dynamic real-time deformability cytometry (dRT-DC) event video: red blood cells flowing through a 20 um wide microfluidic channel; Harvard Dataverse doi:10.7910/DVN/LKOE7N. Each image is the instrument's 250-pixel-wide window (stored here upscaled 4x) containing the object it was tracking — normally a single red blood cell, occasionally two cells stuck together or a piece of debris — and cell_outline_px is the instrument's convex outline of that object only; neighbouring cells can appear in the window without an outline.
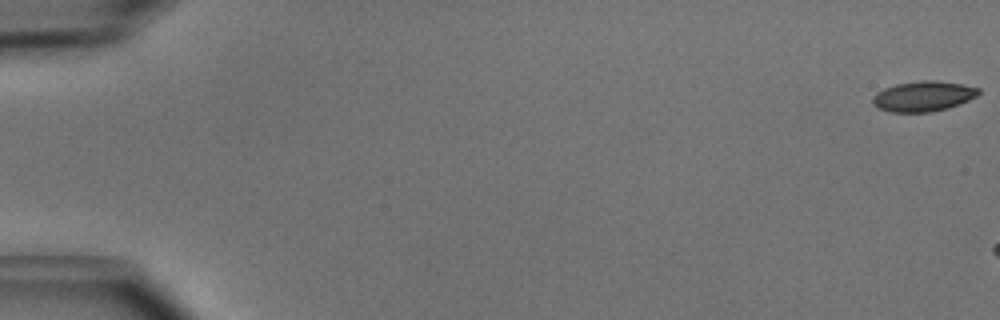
{"species": "common noctule bat (a hibernating species)", "species_latin": "Nyctalus noctula", "temperature_condition": "cold", "stored_images_in_passage": 7, "camera_frame_rate_fps": 3000, "um_per_image_px": 0.085, "animal": {"sex": "male", "body_mass_g": 15.6}, "frame": {"image": 1, "passage_image": 1, "time_ms": 0.0, "image_size_px": [1000, 320], "cell_outline_px": [[980, 92], [976, 96], [960, 104], [948, 108], [932, 112], [892, 112], [880, 108], [872, 104], [872, 96], [876, 92], [884, 88], [896, 84], [920, 80], [932, 80], [964, 84], [980, 88]], "centroid_in_image_um": [78.48, 8.17], "position_along_channel_um": 6.5, "area_um2": 18.79}}